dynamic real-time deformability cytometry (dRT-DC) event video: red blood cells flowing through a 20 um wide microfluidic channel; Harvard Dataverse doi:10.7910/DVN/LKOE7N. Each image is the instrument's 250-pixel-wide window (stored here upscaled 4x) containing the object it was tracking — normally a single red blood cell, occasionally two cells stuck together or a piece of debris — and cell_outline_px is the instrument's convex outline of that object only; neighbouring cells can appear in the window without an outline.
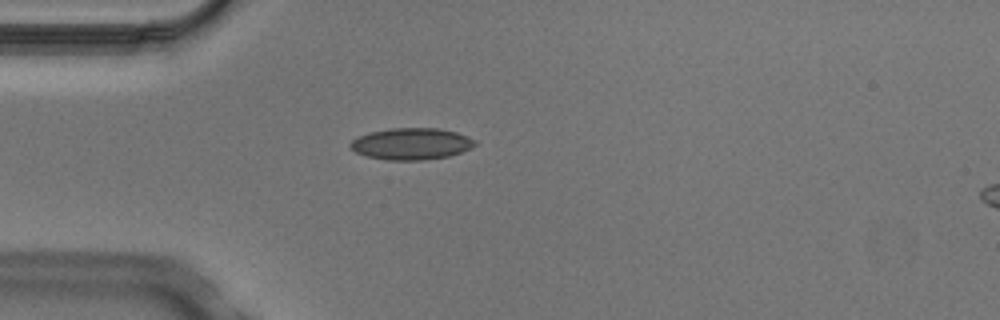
{"species": "Egyptian fruit bat (a non-hibernating species)", "species_latin": "Rousettus aegyptiacus", "temperature_condition": "cold", "stored_images_in_passage": 2, "camera_frame_rate_fps": 3000, "um_per_image_px": 0.085, "animal": {"sex": "male"}, "frame": {"image": 1, "passage_image": 1, "time_ms": 0.0, "image_size_px": [1000, 320], "cell_outline_px": [[476, 144], [460, 152], [448, 156], [424, 160], [388, 160], [368, 156], [356, 152], [348, 144], [356, 136], [368, 132], [388, 128], [440, 128], [456, 132], [468, 136], [476, 140]], "centroid_in_image_um": [34.94, 12.21], "position_along_channel_um": 50.1, "area_um2": 23.0}}